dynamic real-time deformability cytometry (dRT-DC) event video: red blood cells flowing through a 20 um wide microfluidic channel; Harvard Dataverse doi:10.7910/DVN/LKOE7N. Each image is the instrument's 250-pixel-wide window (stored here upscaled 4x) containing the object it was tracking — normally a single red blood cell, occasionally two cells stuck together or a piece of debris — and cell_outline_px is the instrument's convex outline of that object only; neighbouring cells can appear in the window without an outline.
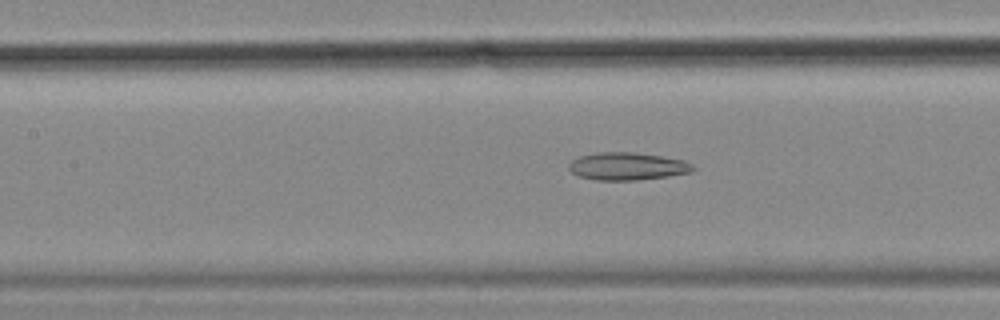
{"species": "common noctule bat (a hibernating species)", "species_latin": "Nyctalus noctula", "temperature_condition": "cold", "stored_images_in_passage": 16, "camera_frame_rate_fps": 3000, "um_per_image_px": 0.085, "animal": {"sex": "female", "body_mass_g": 18.4}, "frame": {"image": 1, "passage_image": 10, "time_ms": 3.0, "image_size_px": [1000, 320], "cell_outline_px": [[696, 168], [692, 172], [668, 176], [636, 180], [596, 180], [576, 176], [568, 168], [568, 164], [572, 160], [580, 156], [596, 152], [632, 152], [660, 156], [684, 160], [692, 164]], "centroid_in_image_um": [53.3, 14.13], "position_along_channel_um": 154.1, "area_um2": 20.06}}
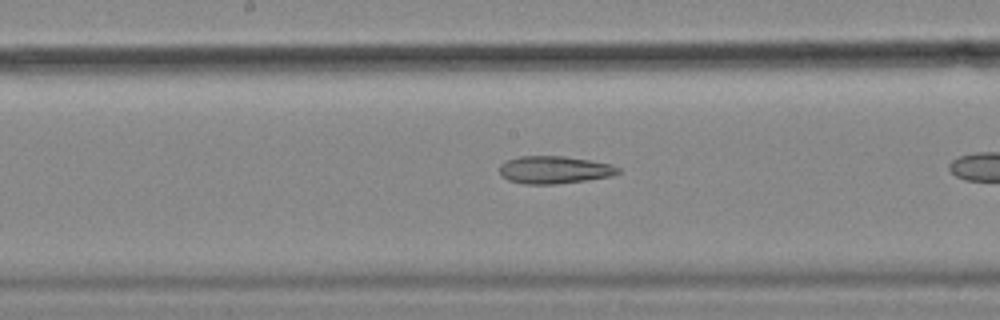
{"frame": {"image": 2, "passage_image": 14, "time_ms": 4.333, "image_size_px": [1000, 320], "cell_outline_px": [[620, 172], [612, 176], [556, 184], [524, 184], [508, 180], [500, 176], [500, 164], [508, 160], [520, 156], [564, 156], [612, 164], [620, 168]], "centroid_in_image_um": [47.11, 14.44], "position_along_channel_um": 201.1, "area_um2": 19.02}}